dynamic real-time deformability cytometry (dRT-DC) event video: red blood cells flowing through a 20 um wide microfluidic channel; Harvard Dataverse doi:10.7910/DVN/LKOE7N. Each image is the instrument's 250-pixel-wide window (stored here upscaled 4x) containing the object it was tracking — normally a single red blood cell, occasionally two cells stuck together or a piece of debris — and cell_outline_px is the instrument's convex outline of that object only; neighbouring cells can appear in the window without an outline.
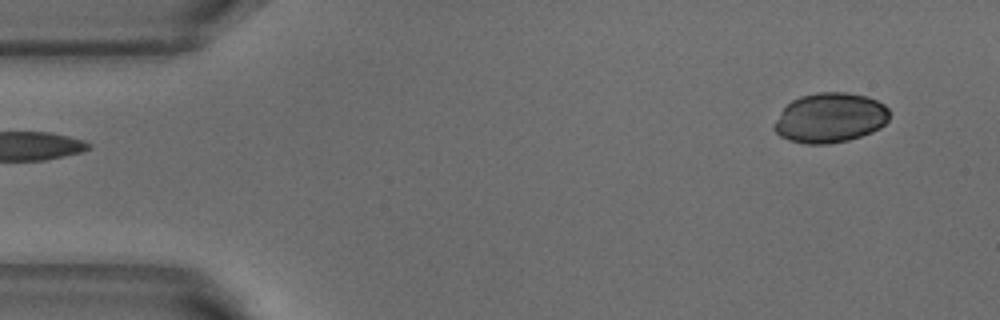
{"species": "common noctule bat (a hibernating species)", "species_latin": "Nyctalus noctula", "temperature_condition": "warm", "stored_images_in_passage": 5, "segment_of_instrument_passage": [2, 2], "camera_frame_rate_fps": 3000, "um_per_image_px": 0.085, "animal": {"sex": "male", "body_mass_g": 18.8}, "frame": {"image": 1, "passage_image": 5, "time_ms": 1.333, "image_size_px": [1000, 320], "cell_outline_px": [[888, 120], [880, 128], [872, 132], [848, 140], [828, 144], [808, 144], [788, 140], [780, 136], [772, 128], [776, 120], [784, 108], [792, 100], [800, 96], [816, 92], [848, 92], [864, 96], [876, 100], [884, 104], [888, 108]], "centroid_in_image_um": [70.55, 10.01], "position_along_channel_um": 14.5, "area_um2": 33.41}}